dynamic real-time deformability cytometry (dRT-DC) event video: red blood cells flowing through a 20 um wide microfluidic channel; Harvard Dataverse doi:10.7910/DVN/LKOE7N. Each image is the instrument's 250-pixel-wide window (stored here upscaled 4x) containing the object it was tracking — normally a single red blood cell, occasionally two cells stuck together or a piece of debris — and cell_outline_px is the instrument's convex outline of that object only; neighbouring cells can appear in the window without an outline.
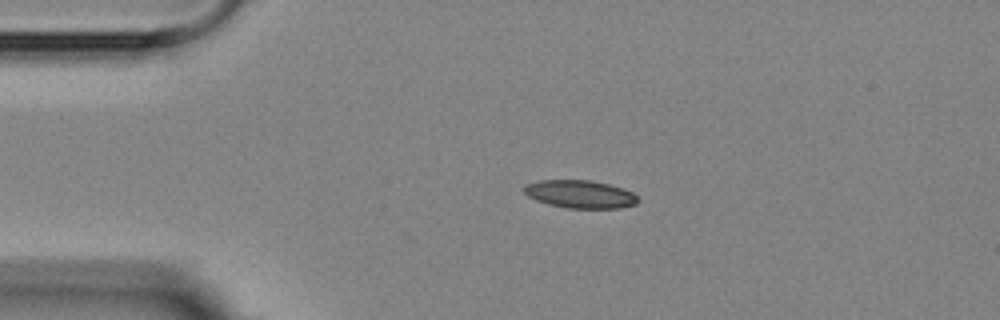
{"species": "Egyptian fruit bat (a non-hibernating species)", "species_latin": "Rousettus aegyptiacus", "temperature_condition": "room temperature", "stored_images_in_passage": 4, "camera_frame_rate_fps": 3000, "um_per_image_px": 0.085, "animal": {"sex": "female"}, "frame": {"image": 1, "passage_image": 3, "time_ms": 2.333, "image_size_px": [1000, 320], "cell_outline_px": [[640, 200], [636, 204], [620, 208], [568, 208], [548, 204], [536, 200], [528, 196], [520, 188], [524, 184], [540, 180], [588, 180], [608, 184], [632, 192]], "centroid_in_image_um": [49.26, 16.5], "position_along_channel_um": 35.7, "area_um2": 18.55}}